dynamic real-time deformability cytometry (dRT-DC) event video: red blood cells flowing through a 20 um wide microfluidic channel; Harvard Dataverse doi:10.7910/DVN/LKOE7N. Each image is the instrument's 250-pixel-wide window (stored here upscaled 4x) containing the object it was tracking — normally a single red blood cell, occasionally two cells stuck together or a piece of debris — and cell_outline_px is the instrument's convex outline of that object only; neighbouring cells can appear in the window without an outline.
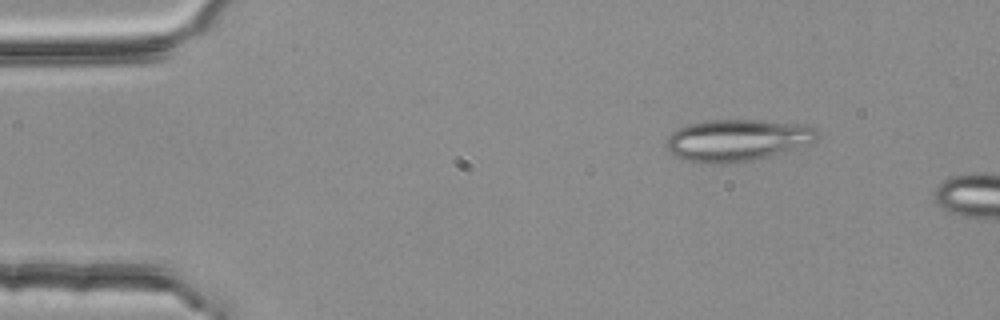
{"species": "common noctule bat (a hibernating species)", "species_latin": "Nyctalus noctula", "temperature_condition": "room temperature", "stored_images_in_passage": 3, "camera_frame_rate_fps": 3000, "um_per_image_px": 0.085, "animal": {"sex": "female", "body_mass_g": 25.1}, "frame": {"image": 1, "passage_image": 2, "time_ms": 0.333, "image_size_px": [1000, 320], "cell_outline_px": [[820, 136], [812, 144], [768, 156], [752, 160], [728, 164], [704, 164], [684, 160], [672, 156], [664, 148], [664, 144], [668, 136], [672, 132], [688, 124], [708, 120], [756, 120], [804, 124], [812, 128]], "centroid_in_image_um": [62.6, 11.94], "position_along_channel_um": 22.4, "area_um2": 37.28}}